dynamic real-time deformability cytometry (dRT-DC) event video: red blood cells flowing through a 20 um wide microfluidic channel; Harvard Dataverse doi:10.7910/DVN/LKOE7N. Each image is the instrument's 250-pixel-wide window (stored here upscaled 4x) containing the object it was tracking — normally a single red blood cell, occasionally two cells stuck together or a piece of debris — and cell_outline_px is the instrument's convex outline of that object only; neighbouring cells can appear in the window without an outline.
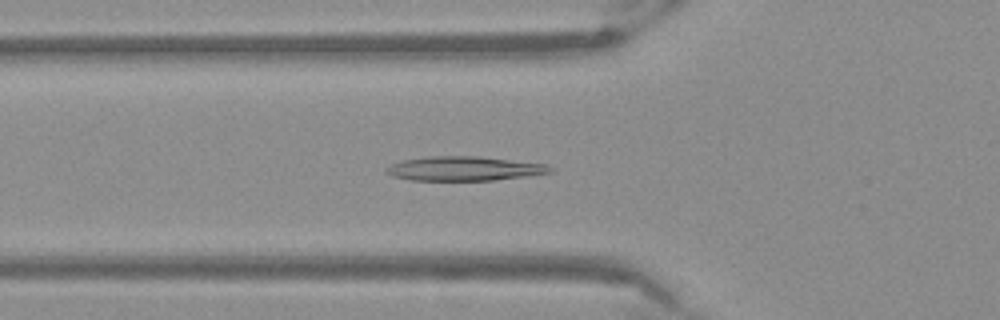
{"species": "Egyptian fruit bat (a non-hibernating species)", "species_latin": "Rousettus aegyptiacus", "temperature_condition": "warm", "stored_images_in_passage": 54, "camera_frame_rate_fps": 3000, "um_per_image_px": 0.085, "frame": {"image": 1, "passage_image": 19, "time_ms": 6.0, "image_size_px": [1000, 320], "cell_outline_px": [[552, 172], [528, 176], [496, 180], [412, 180], [392, 176], [384, 172], [384, 168], [392, 164], [404, 160], [428, 156], [480, 156], [544, 164], [552, 168]], "centroid_in_image_um": [39.43, 14.33], "position_along_channel_um": 86.4, "area_um2": 23.12}}
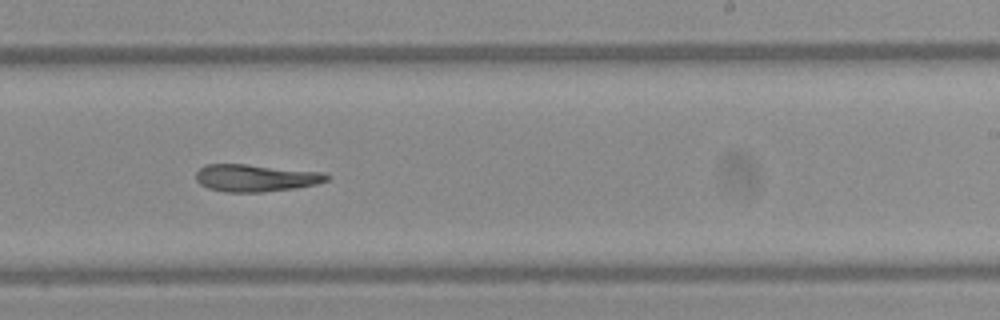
{"frame": {"image": 2, "passage_image": 33, "time_ms": 10.667, "image_size_px": [1000, 320], "cell_outline_px": [[332, 176], [328, 180], [316, 184], [296, 188], [264, 192], [224, 192], [208, 188], [200, 184], [196, 180], [196, 172], [204, 164], [248, 164], [324, 172]], "centroid_in_image_um": [21.75, 15.12], "position_along_channel_um": 267.3, "area_um2": 21.04}}
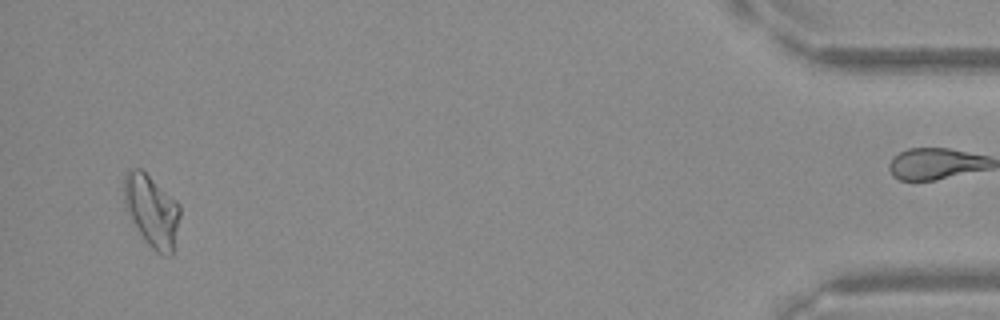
{"frame": {"image": 3, "passage_image": 51, "time_ms": 16.667, "image_size_px": [1000, 320], "cell_outline_px": [[180, 216], [176, 248], [172, 256], [164, 256], [156, 252], [148, 244], [128, 216], [124, 204], [124, 176], [128, 168], [140, 168], [176, 200], [180, 204]], "centroid_in_image_um": [12.92, 17.95], "position_along_channel_um": 422.3, "area_um2": 23.87}}